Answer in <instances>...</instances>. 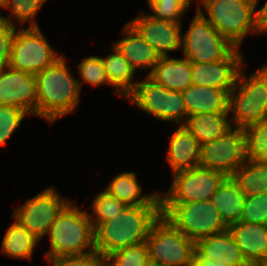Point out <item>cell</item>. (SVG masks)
Segmentation results:
<instances>
[{
	"label": "cell",
	"instance_id": "cell-1",
	"mask_svg": "<svg viewBox=\"0 0 267 266\" xmlns=\"http://www.w3.org/2000/svg\"><path fill=\"white\" fill-rule=\"evenodd\" d=\"M161 215V205L127 206L110 220L94 227L96 251L105 258L117 250L145 242Z\"/></svg>",
	"mask_w": 267,
	"mask_h": 266
},
{
	"label": "cell",
	"instance_id": "cell-2",
	"mask_svg": "<svg viewBox=\"0 0 267 266\" xmlns=\"http://www.w3.org/2000/svg\"><path fill=\"white\" fill-rule=\"evenodd\" d=\"M36 115L53 123L61 116L75 111L80 87L67 68L64 55L53 65L37 73Z\"/></svg>",
	"mask_w": 267,
	"mask_h": 266
},
{
	"label": "cell",
	"instance_id": "cell-3",
	"mask_svg": "<svg viewBox=\"0 0 267 266\" xmlns=\"http://www.w3.org/2000/svg\"><path fill=\"white\" fill-rule=\"evenodd\" d=\"M48 235L50 250L46 253V258L83 255L96 251L94 227L89 214L87 211H80L72 201L57 215Z\"/></svg>",
	"mask_w": 267,
	"mask_h": 266
},
{
	"label": "cell",
	"instance_id": "cell-4",
	"mask_svg": "<svg viewBox=\"0 0 267 266\" xmlns=\"http://www.w3.org/2000/svg\"><path fill=\"white\" fill-rule=\"evenodd\" d=\"M229 112L236 128L243 130L267 117V65L248 78L239 71L235 87L229 93Z\"/></svg>",
	"mask_w": 267,
	"mask_h": 266
},
{
	"label": "cell",
	"instance_id": "cell-5",
	"mask_svg": "<svg viewBox=\"0 0 267 266\" xmlns=\"http://www.w3.org/2000/svg\"><path fill=\"white\" fill-rule=\"evenodd\" d=\"M162 215L195 243L228 230L212 201L161 203Z\"/></svg>",
	"mask_w": 267,
	"mask_h": 266
},
{
	"label": "cell",
	"instance_id": "cell-6",
	"mask_svg": "<svg viewBox=\"0 0 267 266\" xmlns=\"http://www.w3.org/2000/svg\"><path fill=\"white\" fill-rule=\"evenodd\" d=\"M205 17L234 47L239 48L249 33L256 32L255 8L258 0H201Z\"/></svg>",
	"mask_w": 267,
	"mask_h": 266
},
{
	"label": "cell",
	"instance_id": "cell-7",
	"mask_svg": "<svg viewBox=\"0 0 267 266\" xmlns=\"http://www.w3.org/2000/svg\"><path fill=\"white\" fill-rule=\"evenodd\" d=\"M145 243L151 266H187L194 257L195 242L163 215L152 226Z\"/></svg>",
	"mask_w": 267,
	"mask_h": 266
},
{
	"label": "cell",
	"instance_id": "cell-8",
	"mask_svg": "<svg viewBox=\"0 0 267 266\" xmlns=\"http://www.w3.org/2000/svg\"><path fill=\"white\" fill-rule=\"evenodd\" d=\"M197 13L191 21L190 28L181 36L183 55L191 63L216 62L225 59L234 47L205 18L198 5Z\"/></svg>",
	"mask_w": 267,
	"mask_h": 266
},
{
	"label": "cell",
	"instance_id": "cell-9",
	"mask_svg": "<svg viewBox=\"0 0 267 266\" xmlns=\"http://www.w3.org/2000/svg\"><path fill=\"white\" fill-rule=\"evenodd\" d=\"M60 57L47 42L39 27L15 30L8 66L36 75L53 65Z\"/></svg>",
	"mask_w": 267,
	"mask_h": 266
},
{
	"label": "cell",
	"instance_id": "cell-10",
	"mask_svg": "<svg viewBox=\"0 0 267 266\" xmlns=\"http://www.w3.org/2000/svg\"><path fill=\"white\" fill-rule=\"evenodd\" d=\"M127 98L138 108L159 120L174 121L180 124V120L184 116L188 118L182 92L162 87L148 76L136 85Z\"/></svg>",
	"mask_w": 267,
	"mask_h": 266
},
{
	"label": "cell",
	"instance_id": "cell-11",
	"mask_svg": "<svg viewBox=\"0 0 267 266\" xmlns=\"http://www.w3.org/2000/svg\"><path fill=\"white\" fill-rule=\"evenodd\" d=\"M167 195L160 194L161 203L210 201L226 176L218 171L195 167L174 173Z\"/></svg>",
	"mask_w": 267,
	"mask_h": 266
},
{
	"label": "cell",
	"instance_id": "cell-12",
	"mask_svg": "<svg viewBox=\"0 0 267 266\" xmlns=\"http://www.w3.org/2000/svg\"><path fill=\"white\" fill-rule=\"evenodd\" d=\"M246 160L244 130L232 128L216 140L201 145L199 167L232 177Z\"/></svg>",
	"mask_w": 267,
	"mask_h": 266
},
{
	"label": "cell",
	"instance_id": "cell-13",
	"mask_svg": "<svg viewBox=\"0 0 267 266\" xmlns=\"http://www.w3.org/2000/svg\"><path fill=\"white\" fill-rule=\"evenodd\" d=\"M69 202L62 199L54 187H50L14 209L13 218L41 240Z\"/></svg>",
	"mask_w": 267,
	"mask_h": 266
},
{
	"label": "cell",
	"instance_id": "cell-14",
	"mask_svg": "<svg viewBox=\"0 0 267 266\" xmlns=\"http://www.w3.org/2000/svg\"><path fill=\"white\" fill-rule=\"evenodd\" d=\"M36 77L5 66L0 69V105L15 106L36 115Z\"/></svg>",
	"mask_w": 267,
	"mask_h": 266
},
{
	"label": "cell",
	"instance_id": "cell-15",
	"mask_svg": "<svg viewBox=\"0 0 267 266\" xmlns=\"http://www.w3.org/2000/svg\"><path fill=\"white\" fill-rule=\"evenodd\" d=\"M128 24L156 51L160 57H168V51L181 48V23L139 15Z\"/></svg>",
	"mask_w": 267,
	"mask_h": 266
},
{
	"label": "cell",
	"instance_id": "cell-16",
	"mask_svg": "<svg viewBox=\"0 0 267 266\" xmlns=\"http://www.w3.org/2000/svg\"><path fill=\"white\" fill-rule=\"evenodd\" d=\"M238 50L235 48L225 59L216 62L191 63L192 85L209 86L229 94L243 66L242 55Z\"/></svg>",
	"mask_w": 267,
	"mask_h": 266
},
{
	"label": "cell",
	"instance_id": "cell-17",
	"mask_svg": "<svg viewBox=\"0 0 267 266\" xmlns=\"http://www.w3.org/2000/svg\"><path fill=\"white\" fill-rule=\"evenodd\" d=\"M228 230L249 265L267 260V225L239 221Z\"/></svg>",
	"mask_w": 267,
	"mask_h": 266
},
{
	"label": "cell",
	"instance_id": "cell-18",
	"mask_svg": "<svg viewBox=\"0 0 267 266\" xmlns=\"http://www.w3.org/2000/svg\"><path fill=\"white\" fill-rule=\"evenodd\" d=\"M195 250L202 256L228 266H250L229 230L201 238Z\"/></svg>",
	"mask_w": 267,
	"mask_h": 266
},
{
	"label": "cell",
	"instance_id": "cell-19",
	"mask_svg": "<svg viewBox=\"0 0 267 266\" xmlns=\"http://www.w3.org/2000/svg\"><path fill=\"white\" fill-rule=\"evenodd\" d=\"M201 144L184 126L180 125L169 141L167 161L173 174L199 166Z\"/></svg>",
	"mask_w": 267,
	"mask_h": 266
},
{
	"label": "cell",
	"instance_id": "cell-20",
	"mask_svg": "<svg viewBox=\"0 0 267 266\" xmlns=\"http://www.w3.org/2000/svg\"><path fill=\"white\" fill-rule=\"evenodd\" d=\"M147 76L162 87L182 92L192 85L191 62L186 58L160 57Z\"/></svg>",
	"mask_w": 267,
	"mask_h": 266
},
{
	"label": "cell",
	"instance_id": "cell-21",
	"mask_svg": "<svg viewBox=\"0 0 267 266\" xmlns=\"http://www.w3.org/2000/svg\"><path fill=\"white\" fill-rule=\"evenodd\" d=\"M188 117L201 113L229 112V94L209 86L191 85L182 91Z\"/></svg>",
	"mask_w": 267,
	"mask_h": 266
},
{
	"label": "cell",
	"instance_id": "cell-22",
	"mask_svg": "<svg viewBox=\"0 0 267 266\" xmlns=\"http://www.w3.org/2000/svg\"><path fill=\"white\" fill-rule=\"evenodd\" d=\"M124 39L113 45L136 70L138 68L151 69L158 62L160 56L156 51L127 23L124 27Z\"/></svg>",
	"mask_w": 267,
	"mask_h": 266
},
{
	"label": "cell",
	"instance_id": "cell-23",
	"mask_svg": "<svg viewBox=\"0 0 267 266\" xmlns=\"http://www.w3.org/2000/svg\"><path fill=\"white\" fill-rule=\"evenodd\" d=\"M230 112L201 113L190 115L181 123L202 144L216 140L232 129L227 120Z\"/></svg>",
	"mask_w": 267,
	"mask_h": 266
},
{
	"label": "cell",
	"instance_id": "cell-24",
	"mask_svg": "<svg viewBox=\"0 0 267 266\" xmlns=\"http://www.w3.org/2000/svg\"><path fill=\"white\" fill-rule=\"evenodd\" d=\"M246 196L232 177H226L212 196V203L229 227L240 221Z\"/></svg>",
	"mask_w": 267,
	"mask_h": 266
},
{
	"label": "cell",
	"instance_id": "cell-25",
	"mask_svg": "<svg viewBox=\"0 0 267 266\" xmlns=\"http://www.w3.org/2000/svg\"><path fill=\"white\" fill-rule=\"evenodd\" d=\"M105 190L127 206L161 205L160 194L142 195L135 172H122L114 177Z\"/></svg>",
	"mask_w": 267,
	"mask_h": 266
},
{
	"label": "cell",
	"instance_id": "cell-26",
	"mask_svg": "<svg viewBox=\"0 0 267 266\" xmlns=\"http://www.w3.org/2000/svg\"><path fill=\"white\" fill-rule=\"evenodd\" d=\"M114 53L102 58L106 77L110 85L116 88L115 93L127 97L139 82H132L135 69L113 45Z\"/></svg>",
	"mask_w": 267,
	"mask_h": 266
},
{
	"label": "cell",
	"instance_id": "cell-27",
	"mask_svg": "<svg viewBox=\"0 0 267 266\" xmlns=\"http://www.w3.org/2000/svg\"><path fill=\"white\" fill-rule=\"evenodd\" d=\"M232 178L246 197L267 193V161L246 160Z\"/></svg>",
	"mask_w": 267,
	"mask_h": 266
},
{
	"label": "cell",
	"instance_id": "cell-28",
	"mask_svg": "<svg viewBox=\"0 0 267 266\" xmlns=\"http://www.w3.org/2000/svg\"><path fill=\"white\" fill-rule=\"evenodd\" d=\"M40 241L17 220L7 229L2 241V251L10 257L30 259Z\"/></svg>",
	"mask_w": 267,
	"mask_h": 266
},
{
	"label": "cell",
	"instance_id": "cell-29",
	"mask_svg": "<svg viewBox=\"0 0 267 266\" xmlns=\"http://www.w3.org/2000/svg\"><path fill=\"white\" fill-rule=\"evenodd\" d=\"M246 158L250 161H267V117L244 129Z\"/></svg>",
	"mask_w": 267,
	"mask_h": 266
},
{
	"label": "cell",
	"instance_id": "cell-30",
	"mask_svg": "<svg viewBox=\"0 0 267 266\" xmlns=\"http://www.w3.org/2000/svg\"><path fill=\"white\" fill-rule=\"evenodd\" d=\"M104 266H151L145 242L117 250L104 258Z\"/></svg>",
	"mask_w": 267,
	"mask_h": 266
},
{
	"label": "cell",
	"instance_id": "cell-31",
	"mask_svg": "<svg viewBox=\"0 0 267 266\" xmlns=\"http://www.w3.org/2000/svg\"><path fill=\"white\" fill-rule=\"evenodd\" d=\"M45 2L46 0H4L2 8L10 9L11 13L9 19L0 14V19L15 26L14 19H12L15 17L21 23L31 21L30 27H38L34 16Z\"/></svg>",
	"mask_w": 267,
	"mask_h": 266
},
{
	"label": "cell",
	"instance_id": "cell-32",
	"mask_svg": "<svg viewBox=\"0 0 267 266\" xmlns=\"http://www.w3.org/2000/svg\"><path fill=\"white\" fill-rule=\"evenodd\" d=\"M126 207V204L120 202L117 198L110 195L106 190L99 193L93 200L92 210L94 215H89L93 227L99 223L110 220L115 215L122 212ZM93 216L96 217L92 219Z\"/></svg>",
	"mask_w": 267,
	"mask_h": 266
},
{
	"label": "cell",
	"instance_id": "cell-33",
	"mask_svg": "<svg viewBox=\"0 0 267 266\" xmlns=\"http://www.w3.org/2000/svg\"><path fill=\"white\" fill-rule=\"evenodd\" d=\"M194 0H148L153 18L182 23V14L187 11L190 3ZM154 13V14H153Z\"/></svg>",
	"mask_w": 267,
	"mask_h": 266
},
{
	"label": "cell",
	"instance_id": "cell-34",
	"mask_svg": "<svg viewBox=\"0 0 267 266\" xmlns=\"http://www.w3.org/2000/svg\"><path fill=\"white\" fill-rule=\"evenodd\" d=\"M78 71L81 76V81H78L81 88L82 81L91 85L109 84L106 77L102 57L90 56L84 58L83 61L78 64Z\"/></svg>",
	"mask_w": 267,
	"mask_h": 266
},
{
	"label": "cell",
	"instance_id": "cell-35",
	"mask_svg": "<svg viewBox=\"0 0 267 266\" xmlns=\"http://www.w3.org/2000/svg\"><path fill=\"white\" fill-rule=\"evenodd\" d=\"M27 114L18 107L0 105V147L5 145Z\"/></svg>",
	"mask_w": 267,
	"mask_h": 266
},
{
	"label": "cell",
	"instance_id": "cell-36",
	"mask_svg": "<svg viewBox=\"0 0 267 266\" xmlns=\"http://www.w3.org/2000/svg\"><path fill=\"white\" fill-rule=\"evenodd\" d=\"M240 221L267 225V193L246 197Z\"/></svg>",
	"mask_w": 267,
	"mask_h": 266
},
{
	"label": "cell",
	"instance_id": "cell-37",
	"mask_svg": "<svg viewBox=\"0 0 267 266\" xmlns=\"http://www.w3.org/2000/svg\"><path fill=\"white\" fill-rule=\"evenodd\" d=\"M47 260L50 266H104V258L97 251L83 255L50 257Z\"/></svg>",
	"mask_w": 267,
	"mask_h": 266
},
{
	"label": "cell",
	"instance_id": "cell-38",
	"mask_svg": "<svg viewBox=\"0 0 267 266\" xmlns=\"http://www.w3.org/2000/svg\"><path fill=\"white\" fill-rule=\"evenodd\" d=\"M15 30V26L0 19V69L8 66L10 47Z\"/></svg>",
	"mask_w": 267,
	"mask_h": 266
},
{
	"label": "cell",
	"instance_id": "cell-39",
	"mask_svg": "<svg viewBox=\"0 0 267 266\" xmlns=\"http://www.w3.org/2000/svg\"><path fill=\"white\" fill-rule=\"evenodd\" d=\"M254 14L257 34L267 33V2L259 11H254Z\"/></svg>",
	"mask_w": 267,
	"mask_h": 266
},
{
	"label": "cell",
	"instance_id": "cell-40",
	"mask_svg": "<svg viewBox=\"0 0 267 266\" xmlns=\"http://www.w3.org/2000/svg\"><path fill=\"white\" fill-rule=\"evenodd\" d=\"M187 266H228L226 264H221L217 261L202 257L196 250L194 252V257L189 261Z\"/></svg>",
	"mask_w": 267,
	"mask_h": 266
},
{
	"label": "cell",
	"instance_id": "cell-41",
	"mask_svg": "<svg viewBox=\"0 0 267 266\" xmlns=\"http://www.w3.org/2000/svg\"><path fill=\"white\" fill-rule=\"evenodd\" d=\"M250 266H267V260H264L262 262L255 263V264L250 265Z\"/></svg>",
	"mask_w": 267,
	"mask_h": 266
},
{
	"label": "cell",
	"instance_id": "cell-42",
	"mask_svg": "<svg viewBox=\"0 0 267 266\" xmlns=\"http://www.w3.org/2000/svg\"><path fill=\"white\" fill-rule=\"evenodd\" d=\"M4 3V0H0V7L2 8V5Z\"/></svg>",
	"mask_w": 267,
	"mask_h": 266
}]
</instances>
